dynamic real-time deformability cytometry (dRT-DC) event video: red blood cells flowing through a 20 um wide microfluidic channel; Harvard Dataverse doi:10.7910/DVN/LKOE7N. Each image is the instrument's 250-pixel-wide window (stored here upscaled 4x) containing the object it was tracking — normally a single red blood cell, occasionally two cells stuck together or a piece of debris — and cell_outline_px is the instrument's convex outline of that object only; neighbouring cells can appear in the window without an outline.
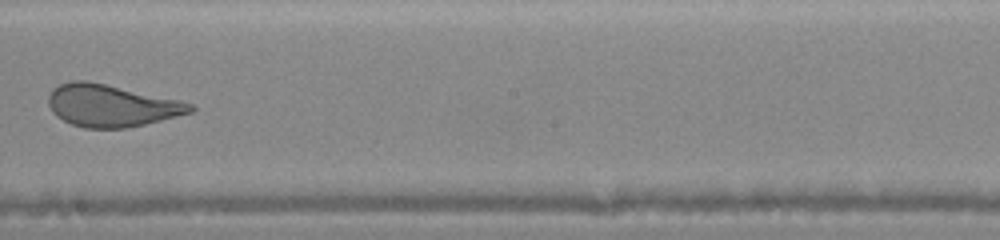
{"species": "human", "species_latin": "Homo sapiens", "temperature_condition": "warm", "stored_images_in_passage": 18, "camera_frame_rate_fps": 3000, "um_per_image_px": 0.085, "donor": {"sex": "female"}, "frame": {"image": 1, "passage_image": 11, "time_ms": 7.0, "image_size_px": [1000, 240], "cell_outline_px": [[196, 108], [192, 112], [144, 124], [124, 128], [84, 128], [72, 124], [56, 116], [52, 112], [48, 104], [48, 96], [52, 88], [60, 84], [72, 80], [88, 80], [180, 100], [192, 104]], "centroid_in_image_um": [9.43, 8.96], "position_along_channel_um": 238.8, "area_um2": 34.8}}